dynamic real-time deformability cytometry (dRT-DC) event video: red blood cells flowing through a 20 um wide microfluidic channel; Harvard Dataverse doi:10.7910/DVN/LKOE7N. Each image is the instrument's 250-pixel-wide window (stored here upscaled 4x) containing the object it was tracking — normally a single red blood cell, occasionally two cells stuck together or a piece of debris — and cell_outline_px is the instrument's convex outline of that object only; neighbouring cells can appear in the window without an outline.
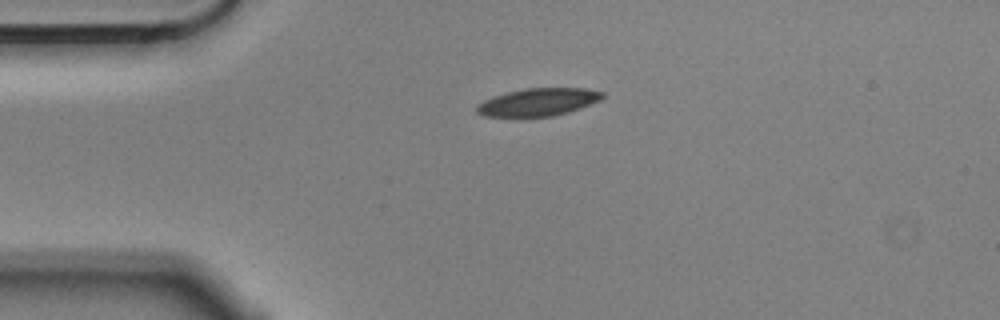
{"species": "Egyptian fruit bat (a non-hibernating species)", "species_latin": "Rousettus aegyptiacus", "temperature_condition": "cold", "stored_images_in_passage": 4, "camera_frame_rate_fps": 3000, "um_per_image_px": 0.085, "animal": {"sex": "male"}, "frame": {"image": 1, "passage_image": 4, "time_ms": 1.0, "image_size_px": [1000, 320], "cell_outline_px": [[604, 96], [600, 100], [580, 108], [568, 112], [552, 116], [484, 116], [476, 112], [476, 108], [484, 100], [492, 96], [524, 88], [584, 88], [604, 92]], "centroid_in_image_um": [45.76, 8.66], "position_along_channel_um": 39.2, "area_um2": 20.06}}